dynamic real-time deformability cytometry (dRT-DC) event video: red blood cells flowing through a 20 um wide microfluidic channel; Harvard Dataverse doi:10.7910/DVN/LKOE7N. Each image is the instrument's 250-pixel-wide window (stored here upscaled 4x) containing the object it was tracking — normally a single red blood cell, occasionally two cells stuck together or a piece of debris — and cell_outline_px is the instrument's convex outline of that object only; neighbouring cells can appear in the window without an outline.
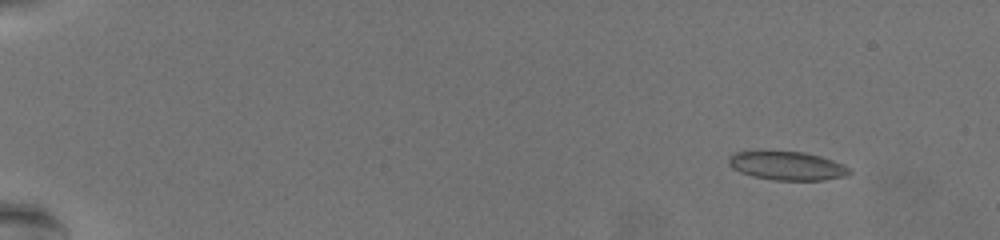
{"species": "common noctule bat (a hibernating species)", "species_latin": "Nyctalus noctula", "temperature_condition": "warm", "stored_images_in_passage": 63, "camera_frame_rate_fps": 3000, "um_per_image_px": 0.085, "animal": {"sex": "female", "body_mass_g": 19.5, "forearm_length_mm": 54.1}, "frame": {"image": 1, "passage_image": 7, "time_ms": 2.0, "image_size_px": [1000, 240], "cell_outline_px": [[852, 172], [844, 176], [824, 180], [772, 180], [752, 176], [740, 172], [732, 168], [728, 164], [728, 160], [736, 152], [804, 152], [820, 156], [832, 160], [848, 168]], "centroid_in_image_um": [66.9, 14.11], "position_along_channel_um": 18.1, "area_um2": 19.77}}
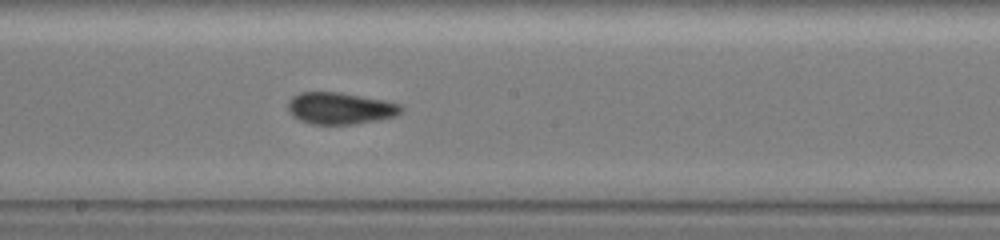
{"frame": {"image": 2, "passage_image": 38, "time_ms": 12.333, "image_size_px": [1000, 240], "cell_outline_px": [[404, 108], [400, 112], [392, 116], [376, 120], [356, 124], [312, 124], [300, 120], [292, 116], [288, 112], [288, 100], [292, 96], [300, 92], [340, 92], [400, 104]], "centroid_in_image_um": [28.84, 9.2], "position_along_channel_um": 219.4, "area_um2": 20.75}}
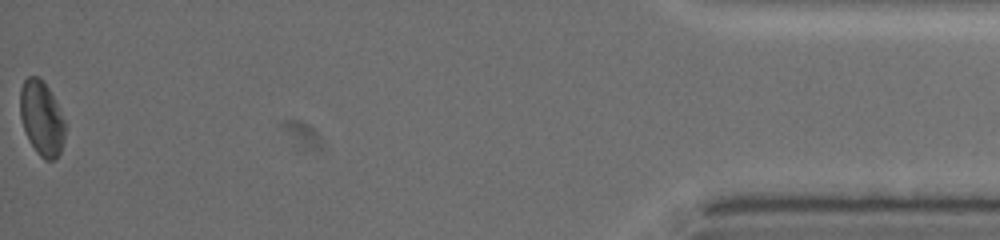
{"frame": {"image": 3, "passage_image": 63, "time_ms": 20.667, "image_size_px": [1000, 240], "cell_outline_px": [[64, 140], [60, 152], [56, 160], [44, 160], [36, 152], [28, 140], [20, 116], [20, 88], [24, 80], [28, 76], [40, 76], [44, 80], [64, 120]], "centroid_in_image_um": [3.52, 10.05], "position_along_channel_um": 431.7, "area_um2": 19.48}, "authors_computed_cell_mechanics": {"area_um2": 20.1144, "velocity_mm_per_s": 3.5153, "shape_relaxation_time_tau1_ms": null, "shape_relaxation_time_tau2_ms": 2.0278, "deformation_change_tau1": null, "deformation_change_tau2": 0.0836}}